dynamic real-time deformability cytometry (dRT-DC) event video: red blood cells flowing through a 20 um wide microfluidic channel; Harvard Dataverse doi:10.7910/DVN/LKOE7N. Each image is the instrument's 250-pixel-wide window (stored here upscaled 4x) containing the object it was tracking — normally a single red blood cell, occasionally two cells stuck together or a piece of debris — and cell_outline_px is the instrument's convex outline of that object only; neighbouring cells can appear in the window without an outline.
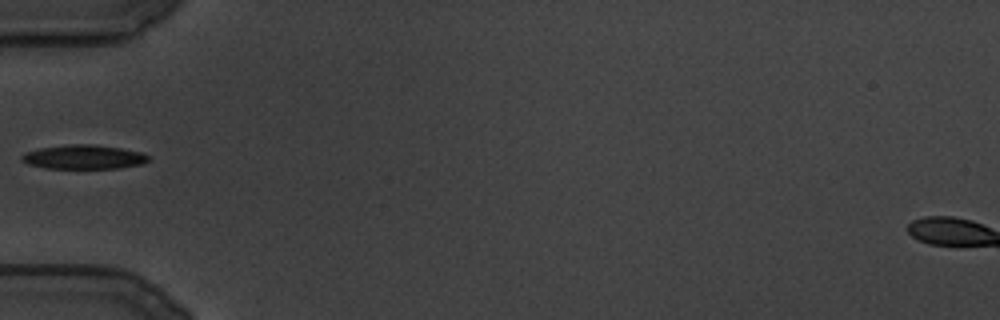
{"species": "common noctule bat (a hibernating species)", "species_latin": "Nyctalus noctula", "temperature_condition": "cold", "stored_images_in_passage": 80, "camera_frame_rate_fps": 3000, "um_per_image_px": 0.085, "animal": {"sex": "male", "body_mass_g": 19.5, "forearm_length_mm": 54.6}, "frame": {"image": 1, "passage_image": 1, "time_ms": 0.0, "image_size_px": [1000, 320], "cell_outline_px": [[148, 160], [144, 164], [120, 168], [44, 168], [28, 164], [20, 160], [20, 156], [24, 152], [40, 148], [72, 144], [96, 144], [144, 152], [148, 156]], "centroid_in_image_um": [7.12, 13.34], "position_along_channel_um": 77.9, "area_um2": 17.98}}
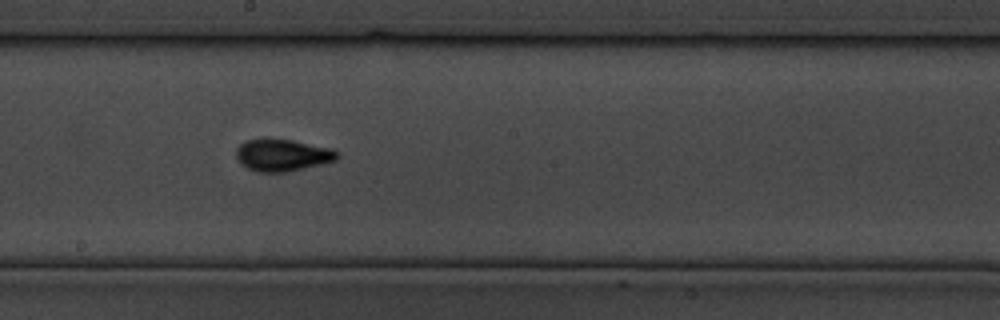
{"frame": {"image": 2, "passage_image": 27, "time_ms": 8.667, "image_size_px": [1000, 320], "cell_outline_px": [[340, 156], [336, 160], [304, 168], [284, 172], [256, 172], [240, 164], [236, 156], [236, 148], [240, 144], [248, 140], [292, 140], [332, 148]], "centroid_in_image_um": [24.0, 13.2], "position_along_channel_um": 224.2, "area_um2": 18.55}}
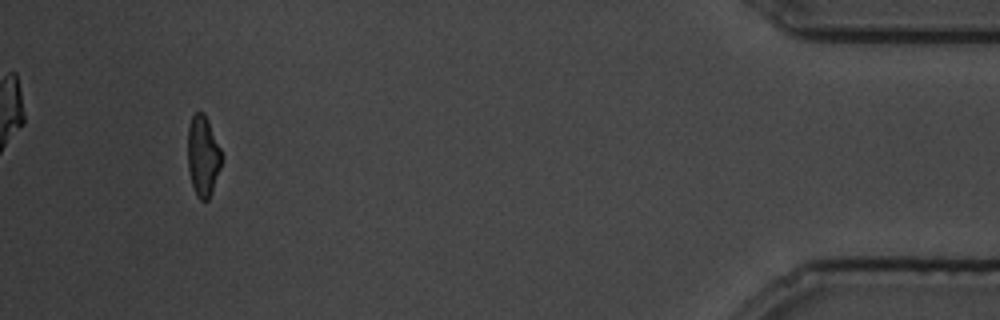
{"frame": {"image": 3, "passage_image": 73, "time_ms": 24.0, "image_size_px": [1000, 320], "cell_outline_px": [[224, 156], [220, 168], [208, 200], [200, 200], [196, 196], [192, 184], [188, 168], [188, 124], [192, 116], [196, 112], [204, 112], [208, 120]], "centroid_in_image_um": [17.26, 13.23], "position_along_channel_um": 417.9, "area_um2": 15.95}}